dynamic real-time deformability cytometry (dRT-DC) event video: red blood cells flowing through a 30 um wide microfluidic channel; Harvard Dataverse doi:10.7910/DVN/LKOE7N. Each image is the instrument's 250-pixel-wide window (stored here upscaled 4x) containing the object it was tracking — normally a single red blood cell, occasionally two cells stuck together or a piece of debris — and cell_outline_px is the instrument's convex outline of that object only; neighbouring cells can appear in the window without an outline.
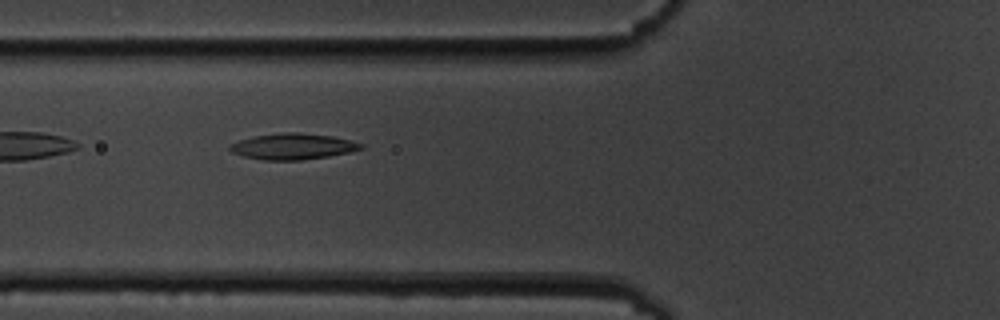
{"species": "common noctule bat (a hibernating species)", "species_latin": "Nyctalus noctula", "temperature_condition": "cold", "stored_images_in_passage": 6, "camera_frame_rate_fps": 3000, "um_per_image_px": 0.085, "animal": {"sex": "male", "body_mass_g": 19.5, "forearm_length_mm": 54.6}, "frame": {"image": 1, "passage_image": 2, "time_ms": 1.0, "image_size_px": [1000, 320], "cell_outline_px": [[364, 148], [348, 152], [328, 156], [300, 160], [264, 160], [244, 156], [232, 152], [228, 148], [228, 144], [252, 136], [284, 132], [300, 132], [332, 136], [364, 144]], "centroid_in_image_um": [24.86, 12.44], "position_along_channel_um": 100.9, "area_um2": 19.83}}
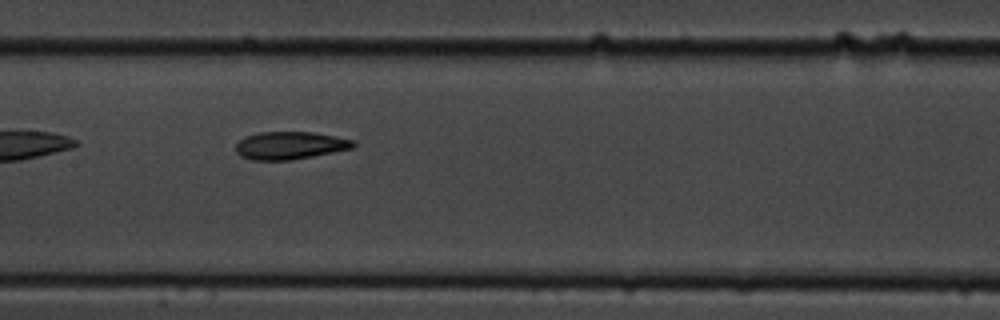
{"frame": {"image": 2, "passage_image": 4, "time_ms": 3.333, "image_size_px": [1000, 320], "cell_outline_px": [[356, 144], [352, 148], [292, 160], [252, 160], [240, 156], [236, 152], [236, 140], [244, 136], [260, 132], [312, 132], [352, 140]], "centroid_in_image_um": [24.56, 12.36], "position_along_channel_um": 182.8, "area_um2": 18.9}}
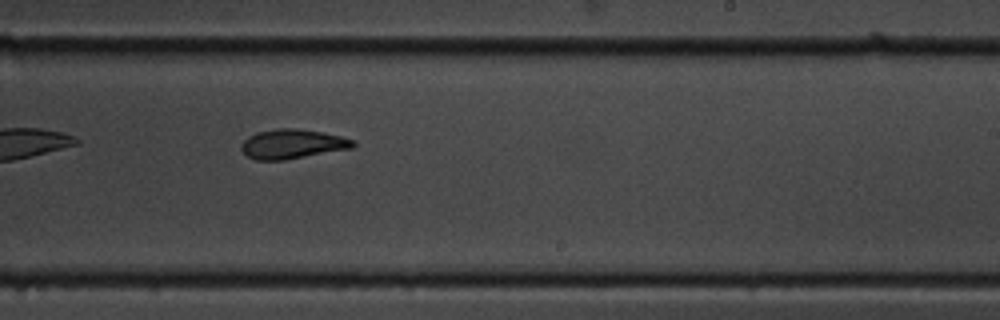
{"frame": {"image": 3, "passage_image": 6, "time_ms": 5.667, "image_size_px": [1000, 320], "cell_outline_px": [[356, 144], [352, 148], [284, 160], [256, 160], [248, 156], [240, 148], [240, 144], [248, 136], [256, 132], [276, 128], [296, 128], [320, 132], [340, 136], [352, 140]], "centroid_in_image_um": [24.8, 12.23], "position_along_channel_um": 264.2, "area_um2": 19.07}}